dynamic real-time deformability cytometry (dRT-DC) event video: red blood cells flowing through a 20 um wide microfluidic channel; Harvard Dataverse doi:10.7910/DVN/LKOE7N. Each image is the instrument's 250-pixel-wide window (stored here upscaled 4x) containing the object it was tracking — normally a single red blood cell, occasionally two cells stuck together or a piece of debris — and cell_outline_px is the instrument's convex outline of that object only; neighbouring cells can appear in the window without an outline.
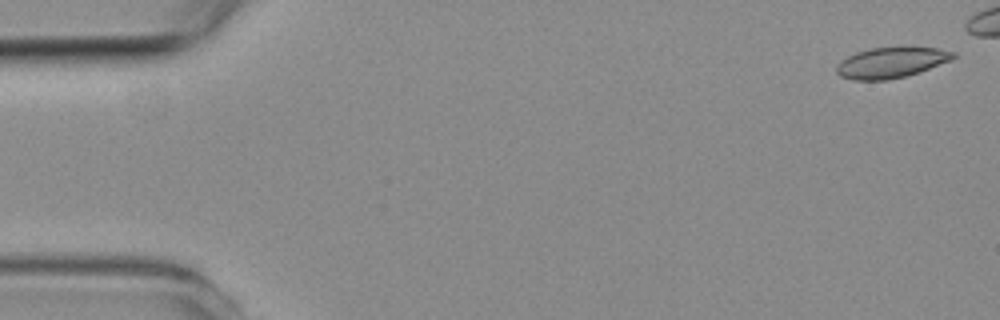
{"species": "common noctule bat (a hibernating species)", "species_latin": "Nyctalus noctula", "temperature_condition": "room temperature", "stored_images_in_passage": 4, "segment_of_instrument_passage": [2, 2], "camera_frame_rate_fps": 3000, "um_per_image_px": 0.085, "animal": {"sex": "female", "body_mass_g": 19.3, "forearm_length_mm": 54.1}, "frame": {"image": 1, "passage_image": 4, "time_ms": 4.333, "image_size_px": [1000, 320], "cell_outline_px": [[956, 56], [952, 60], [920, 72], [888, 80], [852, 80], [840, 76], [836, 72], [836, 68], [848, 56], [856, 52], [872, 48], [908, 44], [936, 48], [956, 52]], "centroid_in_image_um": [75.83, 5.28], "position_along_channel_um": 9.2, "area_um2": 21.44}}